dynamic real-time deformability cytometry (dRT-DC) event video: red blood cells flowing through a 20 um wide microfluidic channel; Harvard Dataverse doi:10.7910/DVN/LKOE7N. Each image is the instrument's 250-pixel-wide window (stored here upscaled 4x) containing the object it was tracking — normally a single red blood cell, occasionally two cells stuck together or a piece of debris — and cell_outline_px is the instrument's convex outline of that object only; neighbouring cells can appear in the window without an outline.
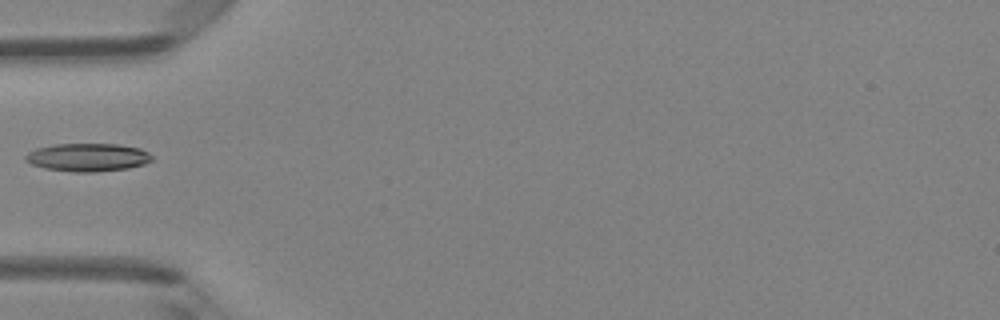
{"species": "Egyptian fruit bat (a non-hibernating species)", "species_latin": "Rousettus aegyptiacus", "temperature_condition": "room temperature", "stored_images_in_passage": 6, "camera_frame_rate_fps": 3000, "um_per_image_px": 0.085, "animal": {"sex": "female"}, "frame": {"image": 1, "passage_image": 5, "time_ms": 1.333, "image_size_px": [1000, 320], "cell_outline_px": [[152, 160], [144, 164], [128, 168], [96, 172], [72, 172], [44, 168], [32, 164], [24, 160], [24, 156], [28, 152], [36, 148], [56, 144], [120, 144], [140, 148], [148, 152], [152, 156]], "centroid_in_image_um": [7.45, 13.37], "position_along_channel_um": 77.5, "area_um2": 20.81}}
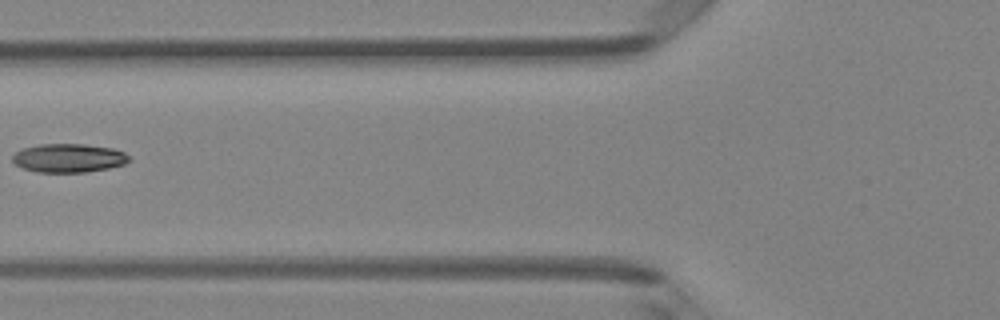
{"frame": {"image": 2, "passage_image": 6, "time_ms": 1.667, "image_size_px": [1000, 320], "cell_outline_px": [[132, 160], [124, 164], [108, 168], [84, 172], [36, 172], [20, 168], [12, 160], [12, 156], [16, 152], [24, 148], [40, 144], [84, 144], [112, 148], [124, 152]], "centroid_in_image_um": [5.83, 13.43], "position_along_channel_um": 120.0, "area_um2": 19.48}}